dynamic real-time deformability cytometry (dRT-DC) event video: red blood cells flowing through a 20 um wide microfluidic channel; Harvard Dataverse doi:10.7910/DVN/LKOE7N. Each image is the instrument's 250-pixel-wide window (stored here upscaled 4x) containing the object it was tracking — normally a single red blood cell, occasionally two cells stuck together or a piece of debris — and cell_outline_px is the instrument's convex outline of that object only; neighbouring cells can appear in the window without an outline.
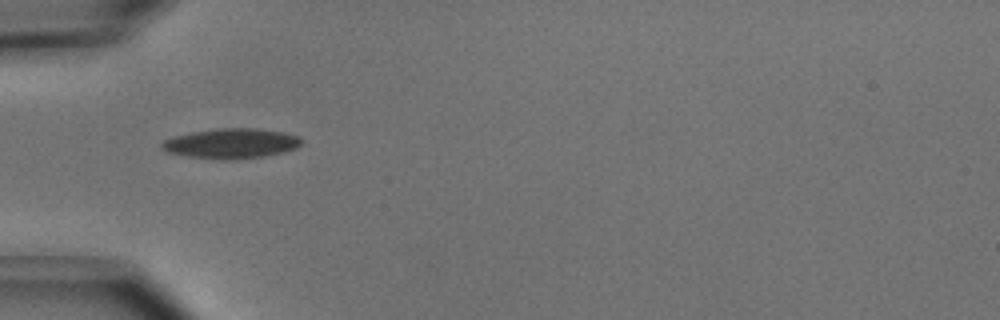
{"species": "common noctule bat (a hibernating species)", "species_latin": "Nyctalus noctula", "temperature_condition": "cold", "stored_images_in_passage": 35, "camera_frame_rate_fps": 3000, "um_per_image_px": 0.085, "animal": {"sex": "male", "body_mass_g": 15.6}, "frame": {"image": 1, "passage_image": 1, "time_ms": 0.0, "image_size_px": [1000, 320], "cell_outline_px": [[304, 140], [296, 148], [284, 152], [264, 156], [228, 160], [188, 156], [168, 152], [160, 148], [160, 144], [164, 140], [176, 136], [192, 132], [216, 128], [256, 128], [284, 132], [300, 136]], "centroid_in_image_um": [19.69, 12.18], "position_along_channel_um": 65.3, "area_um2": 24.39}}
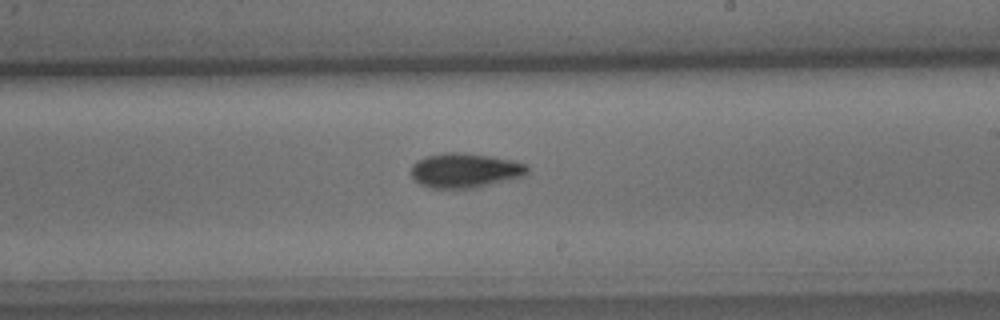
{"frame": {"image": 2, "passage_image": 15, "time_ms": 4.667, "image_size_px": [1000, 320], "cell_outline_px": [[528, 172], [524, 176], [480, 188], [456, 192], [428, 188], [412, 180], [412, 164], [416, 160], [428, 156], [444, 152], [464, 152], [512, 160], [528, 164]], "centroid_in_image_um": [39.5, 14.55], "position_along_channel_um": 249.5, "area_um2": 24.57}}
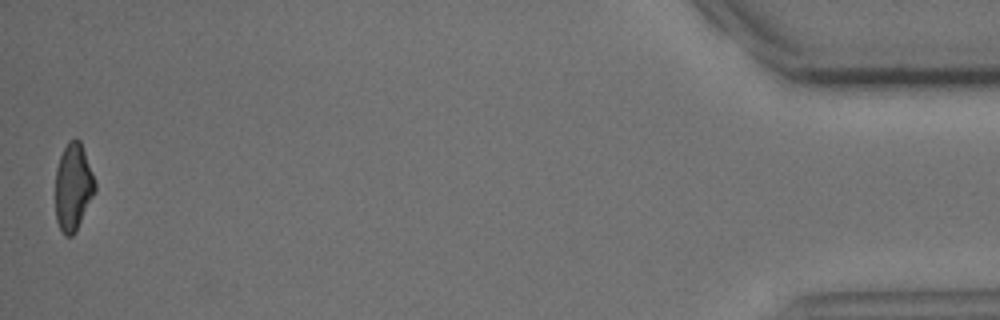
{"frame": {"image": 3, "passage_image": 35, "time_ms": 11.333, "image_size_px": [1000, 320], "cell_outline_px": [[96, 192], [76, 232], [72, 236], [64, 236], [56, 220], [56, 168], [60, 156], [68, 140], [76, 136], [80, 140], [92, 172], [96, 184]], "centroid_in_image_um": [6.23, 15.9], "position_along_channel_um": 429.0, "area_um2": 20.35}, "authors_computed_cell_mechanics": {"area_um2": 21.964, "velocity_mm_per_s": 3.9697, "shape_relaxation_time_tau1_ms": 2.8952, "shape_relaxation_time_tau2_ms": 8.6886, "deformation_change_tau1": 0.1244, "deformation_change_tau2": 0.1707}}